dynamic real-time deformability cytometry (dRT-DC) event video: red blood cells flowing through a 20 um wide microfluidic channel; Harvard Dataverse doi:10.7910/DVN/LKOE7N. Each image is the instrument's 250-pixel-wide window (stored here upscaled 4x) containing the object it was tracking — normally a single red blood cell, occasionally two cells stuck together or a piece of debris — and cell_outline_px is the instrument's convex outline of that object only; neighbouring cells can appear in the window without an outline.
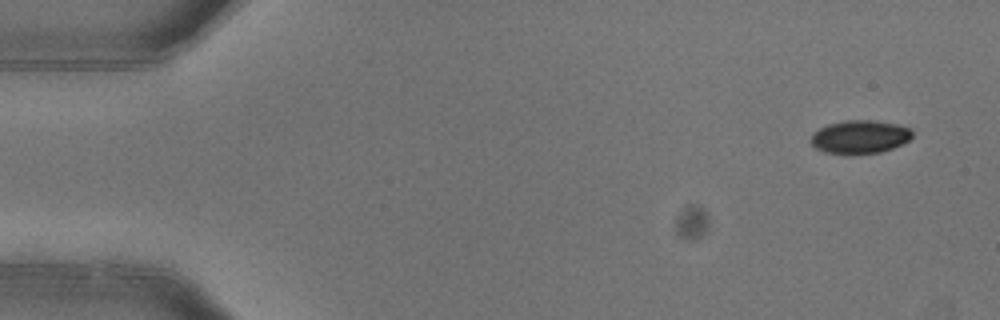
{"species": "common noctule bat (a hibernating species)", "species_latin": "Nyctalus noctula", "temperature_condition": "warm", "stored_images_in_passage": 5, "camera_frame_rate_fps": 3000, "um_per_image_px": 0.085, "animal": {"sex": "female"}, "frame": {"image": 1, "passage_image": 1, "time_ms": 0.0, "image_size_px": [1000, 320], "cell_outline_px": [[912, 136], [908, 140], [892, 148], [880, 152], [828, 152], [816, 148], [812, 144], [812, 136], [820, 128], [828, 124], [844, 120], [876, 120], [896, 124], [912, 128]], "centroid_in_image_um": [73.14, 11.59], "position_along_channel_um": 11.9, "area_um2": 19.02}}
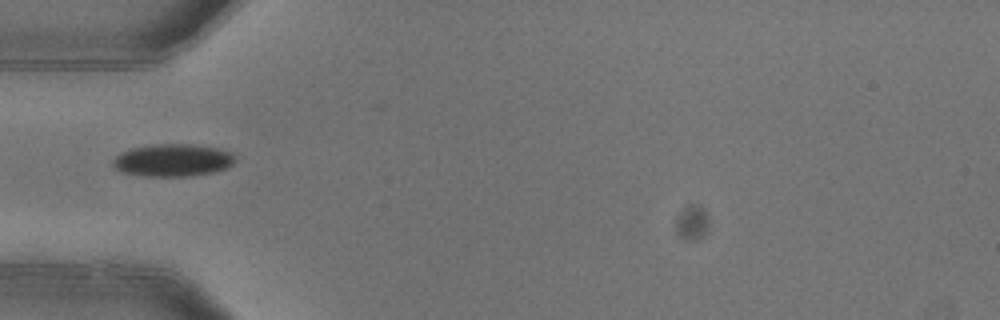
{"frame": {"image": 2, "passage_image": 4, "time_ms": 1.0, "image_size_px": [1000, 320], "cell_outline_px": [[236, 160], [228, 168], [216, 172], [188, 176], [144, 176], [120, 172], [112, 164], [112, 160], [120, 152], [132, 148], [152, 144], [192, 144], [220, 148], [232, 152], [236, 156]], "centroid_in_image_um": [14.72, 13.61], "position_along_channel_um": 70.3, "area_um2": 23.52}}